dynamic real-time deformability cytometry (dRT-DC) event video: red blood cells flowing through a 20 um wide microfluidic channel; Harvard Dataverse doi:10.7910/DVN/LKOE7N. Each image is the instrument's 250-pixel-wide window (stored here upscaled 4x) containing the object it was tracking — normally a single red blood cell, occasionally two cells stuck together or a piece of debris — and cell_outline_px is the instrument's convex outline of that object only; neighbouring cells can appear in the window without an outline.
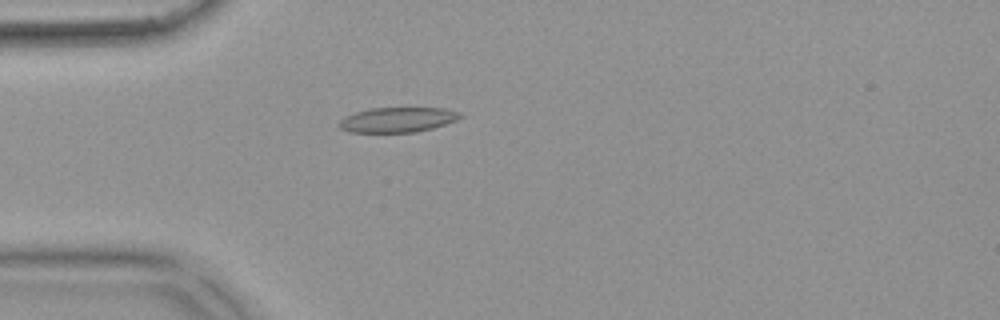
{"species": "common noctule bat (a hibernating species)", "species_latin": "Nyctalus noctula", "temperature_condition": "warm", "stored_images_in_passage": 54, "camera_frame_rate_fps": 3000, "um_per_image_px": 0.085, "animal": {"sex": "female", "body_mass_g": 18.4}, "frame": {"image": 1, "passage_image": 15, "time_ms": 4.667, "image_size_px": [1000, 320], "cell_outline_px": [[464, 116], [456, 120], [432, 128], [416, 132], [348, 132], [340, 128], [336, 124], [340, 120], [356, 112], [368, 108], [444, 108], [456, 112]], "centroid_in_image_um": [33.76, 10.18], "position_along_channel_um": 51.2, "area_um2": 17.46}}
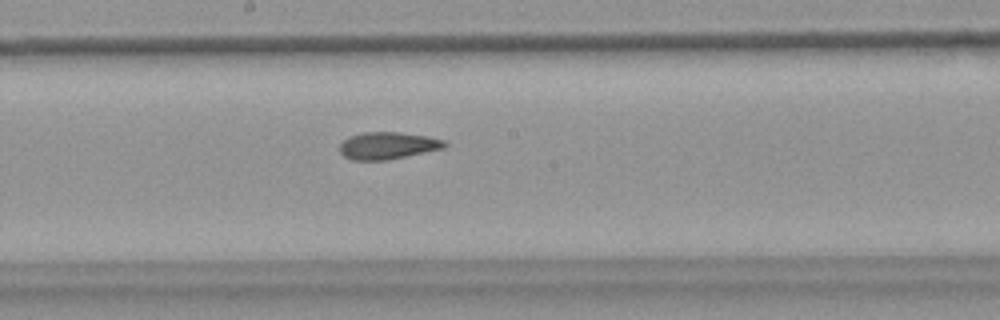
{"frame": {"image": 2, "passage_image": 29, "time_ms": 9.333, "image_size_px": [1000, 320], "cell_outline_px": [[448, 144], [444, 148], [384, 160], [352, 160], [344, 156], [340, 152], [340, 144], [348, 136], [364, 132], [400, 132], [428, 136], [444, 140]], "centroid_in_image_um": [32.94, 12.36], "position_along_channel_um": 215.3, "area_um2": 16.47}}
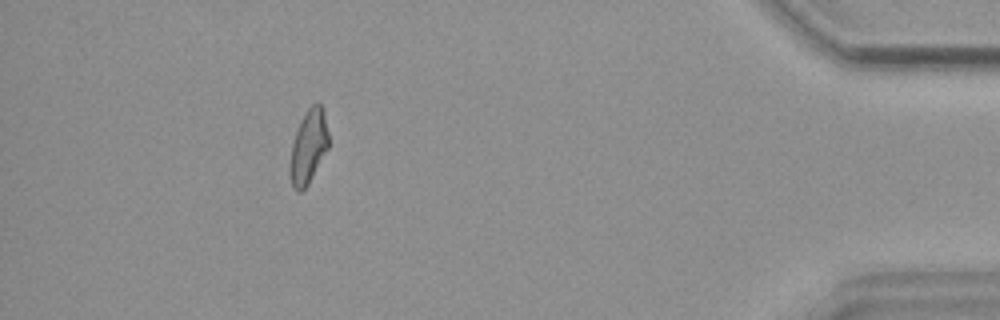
{"frame": {"image": 3, "passage_image": 49, "time_ms": 16.0, "image_size_px": [1000, 320], "cell_outline_px": [[328, 148], [308, 184], [300, 192], [292, 188], [288, 172], [292, 144], [300, 120], [308, 108], [316, 100], [324, 108], [328, 132]], "centroid_in_image_um": [26.21, 12.45], "position_along_channel_um": 409.0, "area_um2": 16.76}, "authors_computed_cell_mechanics": {"area_um2": 16.8776, "velocity_mm_per_s": 3.7311, "shape_relaxation_time_tau1_ms": null, "shape_relaxation_time_tau2_ms": 4.0226, "deformation_change_tau1": null, "deformation_change_tau2": 0.0915}}